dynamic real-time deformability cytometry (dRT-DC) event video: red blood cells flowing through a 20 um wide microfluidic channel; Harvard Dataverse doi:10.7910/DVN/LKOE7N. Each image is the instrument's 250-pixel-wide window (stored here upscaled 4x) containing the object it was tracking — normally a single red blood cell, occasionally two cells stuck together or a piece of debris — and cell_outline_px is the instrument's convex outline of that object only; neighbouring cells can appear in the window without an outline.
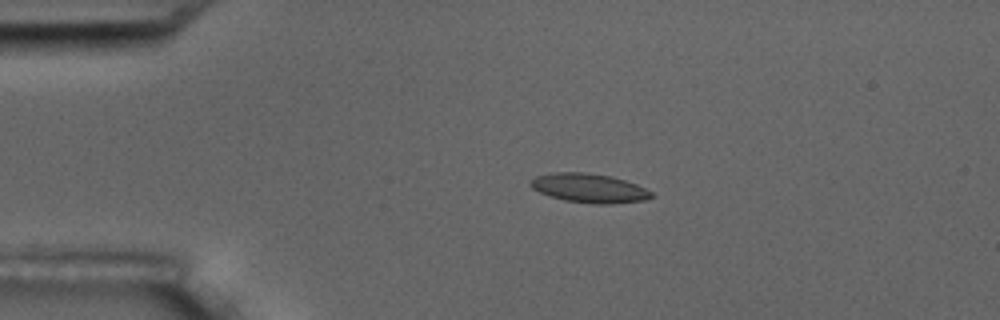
{"species": "common noctule bat (a hibernating species)", "species_latin": "Nyctalus noctula", "temperature_condition": "room temperature", "stored_images_in_passage": 4, "camera_frame_rate_fps": 3000, "um_per_image_px": 0.085, "animal": {"sex": "male", "body_mass_g": 17.5, "forearm_length_mm": 52.3}, "frame": {"image": 1, "passage_image": 3, "time_ms": 3.0, "image_size_px": [1000, 320], "cell_outline_px": [[656, 196], [644, 200], [612, 204], [596, 204], [564, 200], [540, 192], [532, 188], [528, 184], [536, 176], [552, 172], [584, 172], [612, 176], [636, 184], [652, 192]], "centroid_in_image_um": [50.09, 15.99], "position_along_channel_um": 34.9, "area_um2": 20.46}}